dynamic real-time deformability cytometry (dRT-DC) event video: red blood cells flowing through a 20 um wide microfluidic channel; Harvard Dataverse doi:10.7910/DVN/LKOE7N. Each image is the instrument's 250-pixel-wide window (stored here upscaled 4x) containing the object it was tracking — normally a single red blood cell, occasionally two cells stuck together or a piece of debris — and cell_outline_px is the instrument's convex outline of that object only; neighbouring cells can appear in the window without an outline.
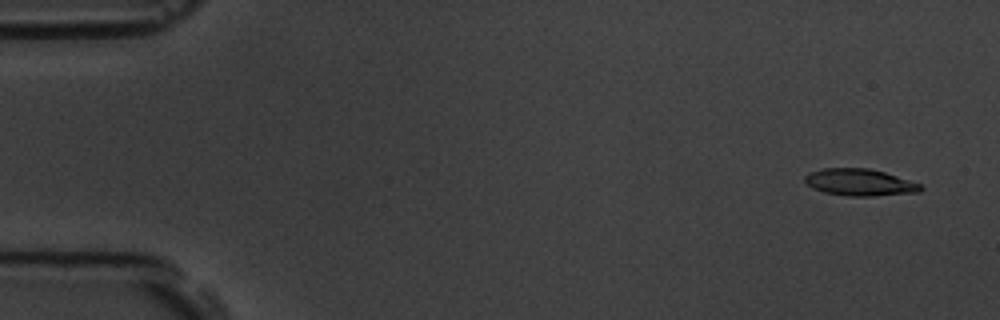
{"species": "common noctule bat (a hibernating species)", "species_latin": "Nyctalus noctula", "temperature_condition": "room temperature", "stored_images_in_passage": 6, "camera_frame_rate_fps": 3000, "um_per_image_px": 0.085, "animal": {"sex": "male", "body_mass_g": 19.5, "forearm_length_mm": 54.6}, "frame": {"image": 1, "passage_image": 1, "time_ms": 0.0, "image_size_px": [1000, 320], "cell_outline_px": [[924, 188], [920, 192], [872, 196], [848, 196], [824, 192], [812, 188], [804, 180], [804, 176], [808, 172], [820, 168], [868, 168], [884, 172], [920, 184]], "centroid_in_image_um": [73.04, 15.49], "position_along_channel_um": 12.0, "area_um2": 18.15}}
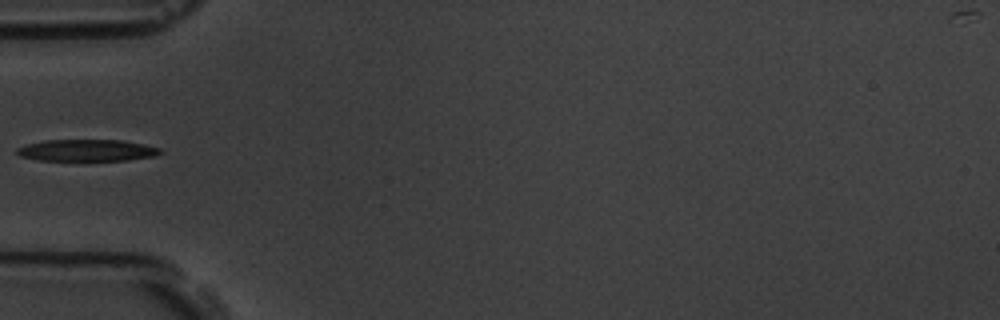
{"frame": {"image": 2, "passage_image": 5, "time_ms": 5.333, "image_size_px": [1000, 320], "cell_outline_px": [[164, 152], [156, 156], [128, 160], [84, 164], [40, 160], [20, 156], [16, 152], [16, 148], [28, 144], [44, 140], [120, 140], [144, 144], [160, 148]], "centroid_in_image_um": [7.41, 12.84], "position_along_channel_um": 77.6, "area_um2": 19.36}}
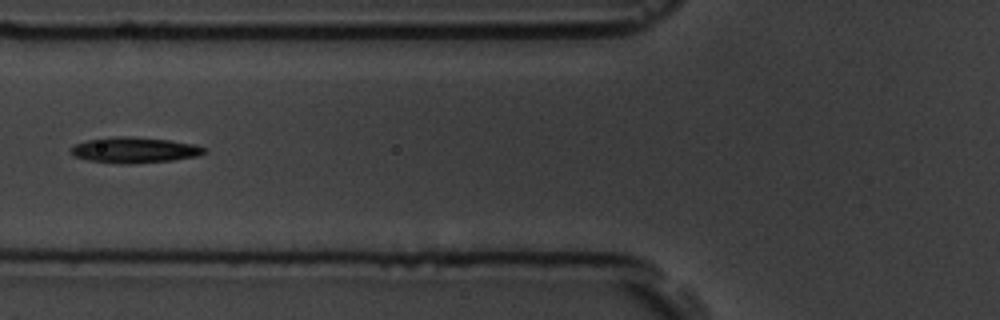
{"frame": {"image": 3, "passage_image": 6, "time_ms": 6.333, "image_size_px": [1000, 320], "cell_outline_px": [[208, 152], [196, 156], [172, 160], [132, 164], [124, 164], [88, 160], [72, 156], [68, 148], [72, 144], [88, 140], [116, 136], [132, 136], [168, 140], [196, 144], [208, 148]], "centroid_in_image_um": [11.41, 12.75], "position_along_channel_um": 114.4, "area_um2": 20.29}}